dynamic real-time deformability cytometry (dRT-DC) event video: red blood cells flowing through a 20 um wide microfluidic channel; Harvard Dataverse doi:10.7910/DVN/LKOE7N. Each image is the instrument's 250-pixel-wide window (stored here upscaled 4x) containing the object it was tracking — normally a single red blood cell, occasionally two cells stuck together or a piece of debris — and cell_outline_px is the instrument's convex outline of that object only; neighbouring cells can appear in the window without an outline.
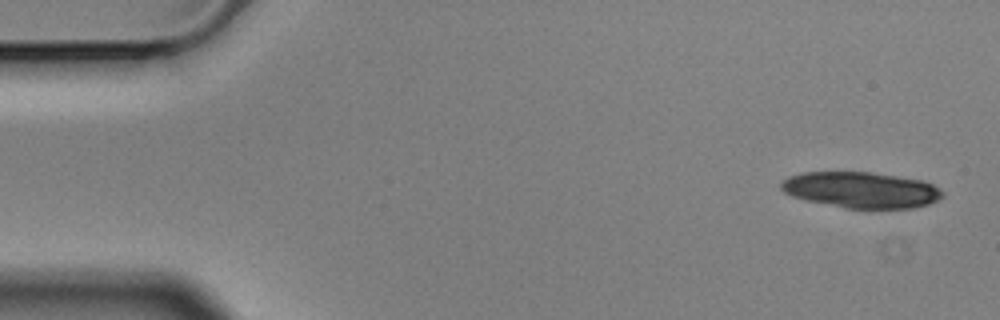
{"species": "Egyptian fruit bat (a non-hibernating species)", "species_latin": "Rousettus aegyptiacus", "temperature_condition": "cold", "stored_images_in_passage": 5, "camera_frame_rate_fps": 3000, "um_per_image_px": 0.085, "animal": {"sex": "male"}, "frame": {"image": 1, "passage_image": 1, "time_ms": 0.0, "image_size_px": [1000, 320], "cell_outline_px": [[944, 196], [928, 204], [912, 208], [844, 208], [808, 200], [792, 196], [784, 192], [780, 188], [780, 184], [788, 176], [800, 172], [872, 172], [924, 180], [940, 188], [944, 192]], "centroid_in_image_um": [73.21, 16.13], "position_along_channel_um": 11.8, "area_um2": 33.93}}